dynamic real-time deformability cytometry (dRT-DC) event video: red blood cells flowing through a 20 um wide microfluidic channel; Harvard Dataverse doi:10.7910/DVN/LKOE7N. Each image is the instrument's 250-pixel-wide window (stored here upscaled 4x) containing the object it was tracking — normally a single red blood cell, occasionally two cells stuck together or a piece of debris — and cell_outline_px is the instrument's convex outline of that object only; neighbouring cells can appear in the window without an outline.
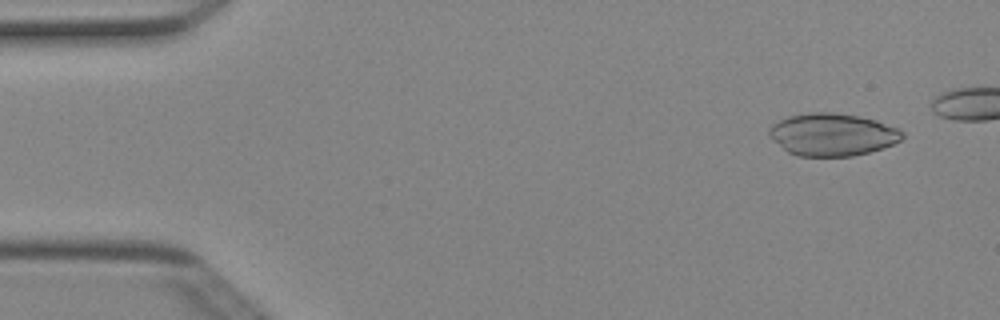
{"species": "Egyptian fruit bat (a non-hibernating species)", "species_latin": "Rousettus aegyptiacus", "temperature_condition": "cold", "stored_images_in_passage": 44, "camera_frame_rate_fps": 3000, "um_per_image_px": 0.085, "animal": {"sex": "female"}, "frame": {"image": 1, "passage_image": 4, "time_ms": 1.0, "image_size_px": [1000, 320], "cell_outline_px": [[904, 136], [900, 140], [884, 148], [852, 156], [796, 156], [788, 152], [772, 140], [768, 136], [768, 132], [772, 124], [788, 116], [812, 112], [832, 112], [860, 116], [876, 120], [896, 128], [904, 132]], "centroid_in_image_um": [70.73, 11.44], "position_along_channel_um": 14.3, "area_um2": 33.0}}
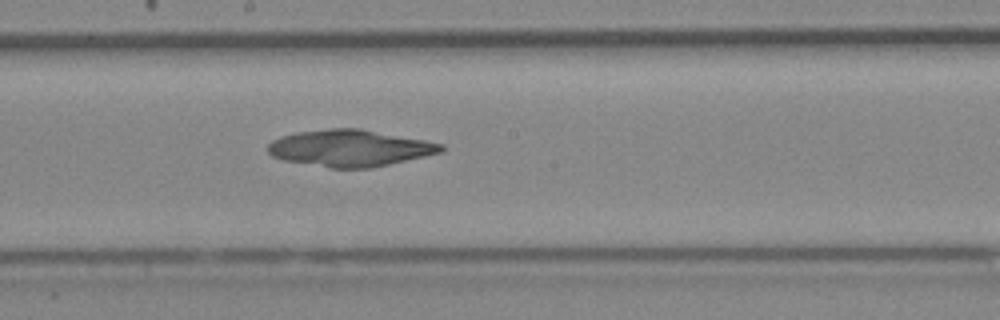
{"frame": {"image": 2, "passage_image": 27, "time_ms": 8.667, "image_size_px": [1000, 320], "cell_outline_px": [[444, 148], [440, 152], [424, 156], [372, 168], [332, 168], [284, 160], [272, 156], [268, 152], [268, 144], [272, 140], [280, 136], [296, 132], [328, 128], [360, 128], [424, 140], [444, 144]], "centroid_in_image_um": [29.71, 12.58], "position_along_channel_um": 218.5, "area_um2": 36.88}}
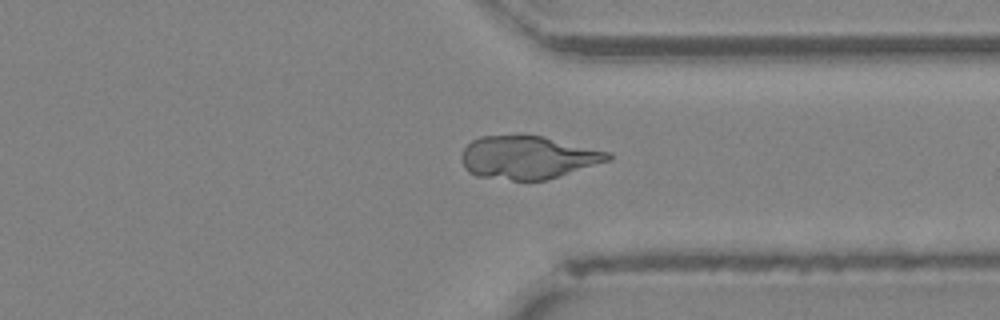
{"frame": {"image": 3, "passage_image": 38, "time_ms": 12.333, "image_size_px": [1000, 320], "cell_outline_px": [[612, 160], [548, 180], [512, 180], [476, 176], [468, 172], [464, 168], [460, 156], [464, 148], [472, 140], [480, 136], [544, 136], [608, 152], [612, 156]], "centroid_in_image_um": [44.87, 13.4], "position_along_channel_um": 366.5, "area_um2": 36.76}}